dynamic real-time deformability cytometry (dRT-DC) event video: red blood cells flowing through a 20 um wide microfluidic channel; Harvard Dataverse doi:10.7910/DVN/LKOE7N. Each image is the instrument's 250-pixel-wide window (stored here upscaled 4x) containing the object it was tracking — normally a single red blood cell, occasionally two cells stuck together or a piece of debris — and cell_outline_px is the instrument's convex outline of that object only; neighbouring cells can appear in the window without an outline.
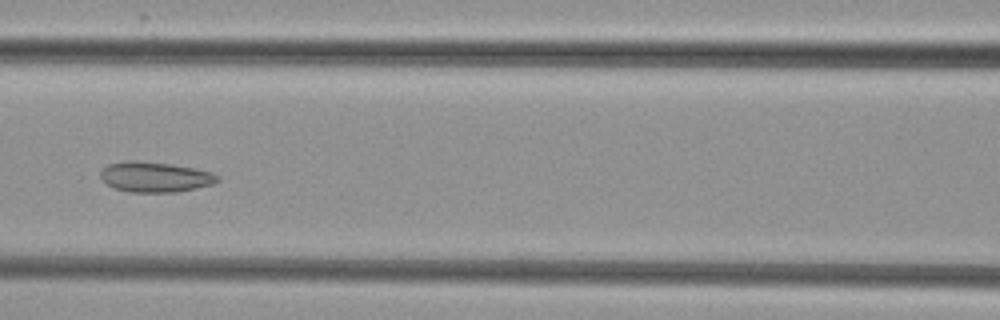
{"species": "common noctule bat (a hibernating species)", "species_latin": "Nyctalus noctula", "temperature_condition": "cold", "stored_images_in_passage": 6, "camera_frame_rate_fps": 3000, "um_per_image_px": 0.085, "animal": {"sex": "female", "body_mass_g": 29.2, "forearm_length_mm": 56.3}, "frame": {"image": 1, "passage_image": 6, "time_ms": 5.667, "image_size_px": [1000, 320], "cell_outline_px": [[220, 180], [212, 184], [196, 188], [176, 192], [128, 192], [112, 188], [100, 176], [100, 172], [108, 164], [128, 160], [136, 160], [172, 164], [196, 168], [212, 172], [220, 176]], "centroid_in_image_um": [13.2, 15.04], "position_along_channel_um": 153.4, "area_um2": 20.81}}